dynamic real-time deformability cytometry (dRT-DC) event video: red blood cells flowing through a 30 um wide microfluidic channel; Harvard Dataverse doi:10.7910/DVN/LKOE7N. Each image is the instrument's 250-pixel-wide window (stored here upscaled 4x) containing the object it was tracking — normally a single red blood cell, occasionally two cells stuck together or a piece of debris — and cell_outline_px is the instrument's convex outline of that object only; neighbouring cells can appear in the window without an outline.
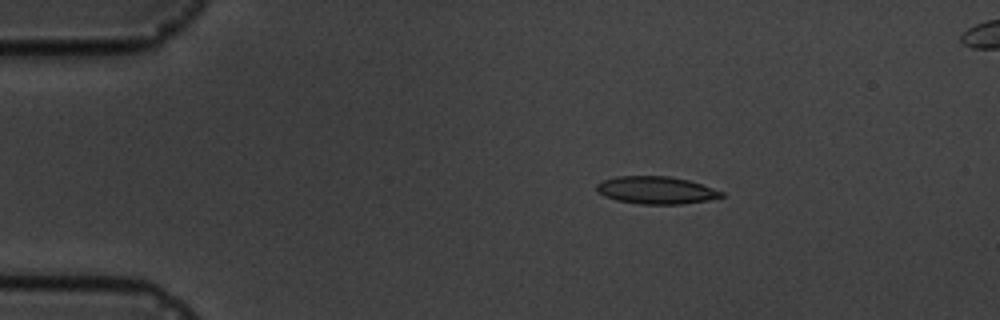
{"species": "common noctule bat (a hibernating species)", "species_latin": "Nyctalus noctula", "temperature_condition": "cold", "stored_images_in_passage": 4, "camera_frame_rate_fps": 3000, "um_per_image_px": 0.085, "animal": {"sex": "male", "body_mass_g": 19.5, "forearm_length_mm": 54.6}, "frame": {"image": 1, "passage_image": 1, "time_ms": 0.0, "image_size_px": [1000, 320], "cell_outline_px": [[724, 196], [708, 200], [680, 204], [640, 204], [616, 200], [604, 196], [596, 192], [596, 184], [600, 180], [616, 176], [668, 176], [688, 180], [724, 192]], "centroid_in_image_um": [55.71, 16.16], "position_along_channel_um": 29.3, "area_um2": 20.06}}